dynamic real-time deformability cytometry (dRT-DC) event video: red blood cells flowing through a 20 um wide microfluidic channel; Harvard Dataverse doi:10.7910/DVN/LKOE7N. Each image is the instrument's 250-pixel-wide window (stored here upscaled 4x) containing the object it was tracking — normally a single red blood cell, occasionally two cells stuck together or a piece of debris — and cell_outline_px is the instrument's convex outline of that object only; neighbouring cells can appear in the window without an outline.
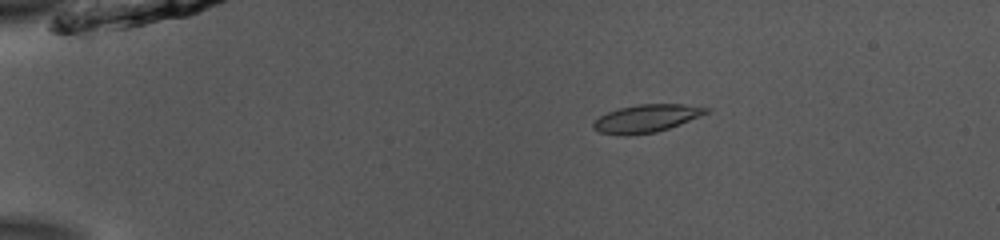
{"species": "common noctule bat (a hibernating species)", "species_latin": "Nyctalus noctula", "temperature_condition": "room temperature", "stored_images_in_passage": 43, "camera_frame_rate_fps": 3000, "um_per_image_px": 0.085, "animal": {"sex": "male", "body_mass_g": 13.0, "forearm_length_mm": 53.1}, "frame": {"image": 1, "passage_image": 1, "time_ms": 0.0, "image_size_px": [1000, 240], "cell_outline_px": [[712, 112], [680, 124], [656, 132], [624, 136], [600, 132], [592, 128], [592, 124], [600, 116], [608, 112], [620, 108], [640, 104], [684, 104], [712, 108]], "centroid_in_image_um": [55.0, 10.06], "position_along_channel_um": 30.0, "area_um2": 18.32}}
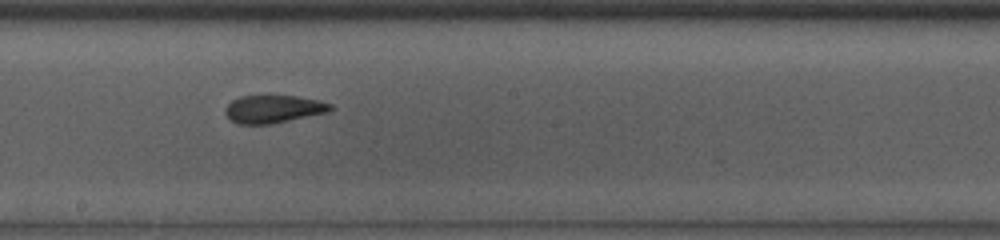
{"frame": {"image": 2, "passage_image": 21, "time_ms": 6.667, "image_size_px": [1000, 240], "cell_outline_px": [[332, 108], [328, 112], [272, 124], [240, 124], [232, 120], [224, 112], [224, 108], [232, 100], [240, 96], [296, 96], [320, 100], [332, 104]], "centroid_in_image_um": [23.24, 9.26], "position_along_channel_um": 225.0, "area_um2": 16.99}}
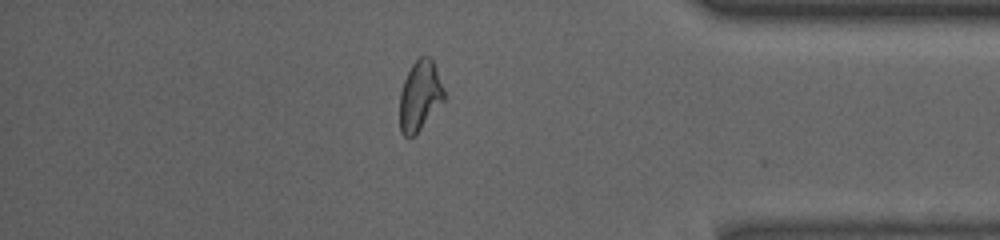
{"frame": {"image": 3, "passage_image": 36, "time_ms": 11.667, "image_size_px": [1000, 240], "cell_outline_px": [[444, 100], [420, 128], [412, 136], [404, 136], [400, 132], [400, 92], [404, 80], [412, 64], [420, 56], [428, 56], [432, 60], [444, 92]], "centroid_in_image_um": [35.66, 8.13], "position_along_channel_um": 399.5, "area_um2": 17.51}, "authors_computed_cell_mechanics": {"area_um2": 18.1492, "velocity_mm_per_s": 3.904, "shape_relaxation_time_tau1_ms": 4.9732, "shape_relaxation_time_tau2_ms": 0.7784, "deformation_change_tau1": 0.1794, "deformation_change_tau2": 0.061}}